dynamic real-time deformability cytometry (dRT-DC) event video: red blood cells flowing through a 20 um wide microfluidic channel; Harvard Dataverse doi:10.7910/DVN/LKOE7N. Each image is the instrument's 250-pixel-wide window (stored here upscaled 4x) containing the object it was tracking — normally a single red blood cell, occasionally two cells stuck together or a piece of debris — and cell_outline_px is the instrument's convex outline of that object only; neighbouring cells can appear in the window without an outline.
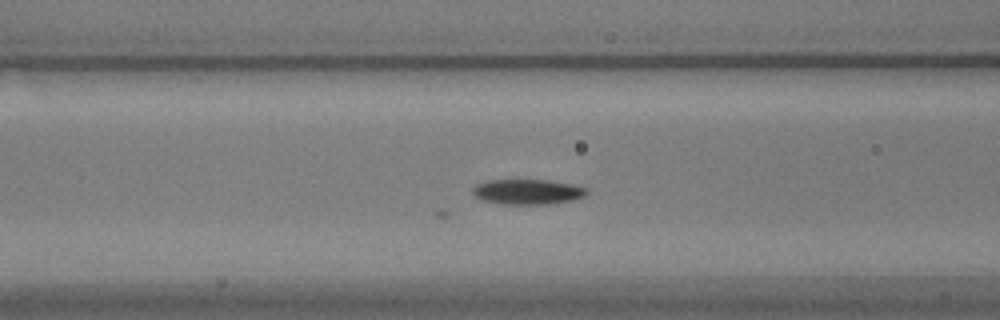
{"species": "common noctule bat (a hibernating species)", "species_latin": "Nyctalus noctula", "temperature_condition": "warm", "stored_images_in_passage": 27, "camera_frame_rate_fps": 3000, "um_per_image_px": 0.085, "animal": {"sex": "male", "body_mass_g": 17.9}, "frame": {"image": 1, "passage_image": 5, "time_ms": 1.333, "image_size_px": [1000, 320], "cell_outline_px": [[588, 192], [584, 196], [572, 200], [548, 204], [500, 204], [480, 200], [472, 192], [472, 188], [476, 184], [488, 180], [548, 180], [572, 184], [584, 188]], "centroid_in_image_um": [44.79, 16.3], "position_along_channel_um": 121.8, "area_um2": 16.7}}
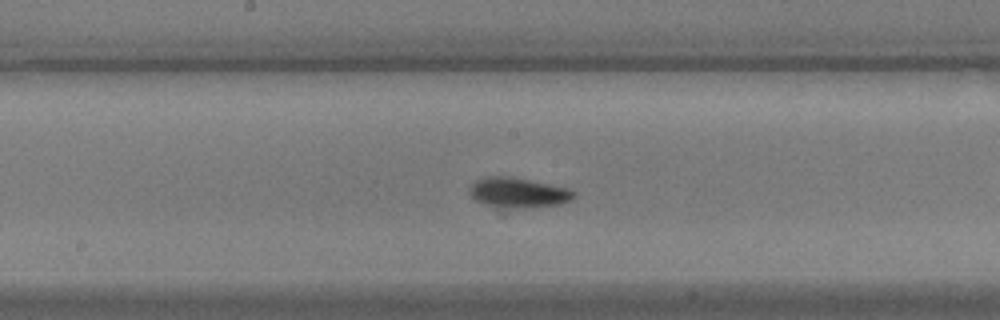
{"frame": {"image": 2, "passage_image": 12, "time_ms": 3.667, "image_size_px": [1000, 320], "cell_outline_px": [[576, 196], [572, 200], [560, 204], [504, 216], [500, 216], [476, 200], [468, 192], [468, 188], [476, 180], [484, 176], [512, 176], [568, 188], [576, 192]], "centroid_in_image_um": [43.98, 16.52], "position_along_channel_um": 204.2, "area_um2": 20.69}}
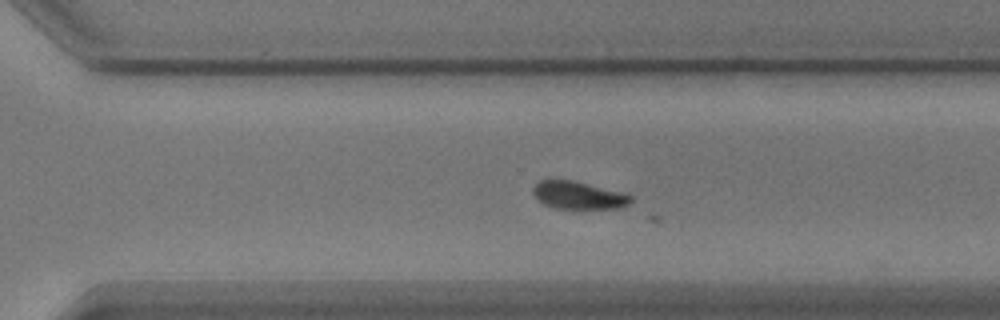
{"frame": {"image": 3, "passage_image": 22, "time_ms": 7.0, "image_size_px": [1000, 320], "cell_outline_px": [[632, 200], [628, 204], [616, 208], [552, 208], [544, 204], [532, 192], [532, 188], [540, 180], [572, 180], [620, 192], [632, 196]], "centroid_in_image_um": [49.13, 16.6], "position_along_channel_um": 321.5, "area_um2": 15.37}}